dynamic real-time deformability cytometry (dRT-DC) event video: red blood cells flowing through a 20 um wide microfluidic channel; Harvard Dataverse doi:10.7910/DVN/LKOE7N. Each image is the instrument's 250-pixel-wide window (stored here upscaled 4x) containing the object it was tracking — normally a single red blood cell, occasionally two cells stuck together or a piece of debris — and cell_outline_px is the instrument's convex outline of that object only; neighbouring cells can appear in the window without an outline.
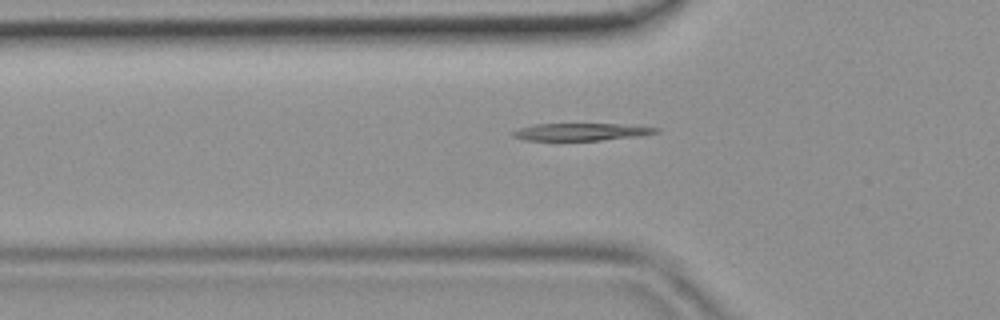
{"species": "common noctule bat (a hibernating species)", "species_latin": "Nyctalus noctula", "temperature_condition": "room temperature", "stored_images_in_passage": 41, "camera_frame_rate_fps": 3000, "um_per_image_px": 0.085, "animal": {"sex": "female", "body_mass_g": 19.9}, "frame": {"image": 1, "passage_image": 11, "time_ms": 3.333, "image_size_px": [1000, 320], "cell_outline_px": [[660, 132], [640, 136], [600, 140], [524, 140], [512, 136], [512, 132], [520, 128], [536, 124], [620, 124], [660, 128]], "centroid_in_image_um": [49.43, 11.21], "position_along_channel_um": 76.4, "area_um2": 14.33}}
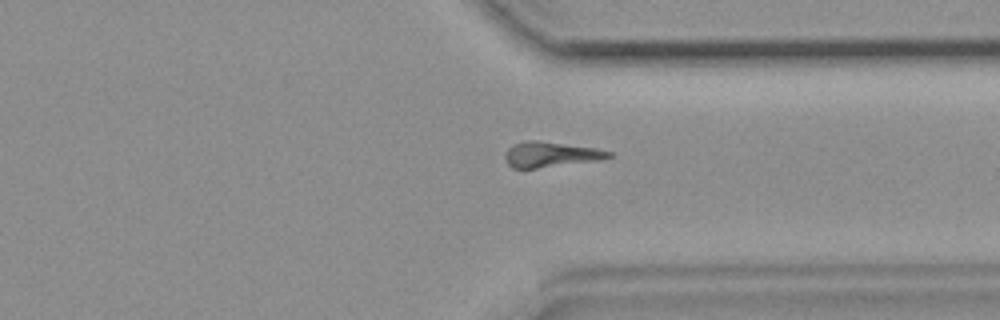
{"frame": {"image": 2, "passage_image": 30, "time_ms": 9.667, "image_size_px": [1000, 320], "cell_outline_px": [[612, 156], [600, 160], [536, 168], [512, 168], [504, 160], [504, 156], [508, 148], [516, 144], [528, 140], [536, 140], [596, 148], [612, 152]], "centroid_in_image_um": [46.8, 13.13], "position_along_channel_um": 364.6, "area_um2": 15.14}}
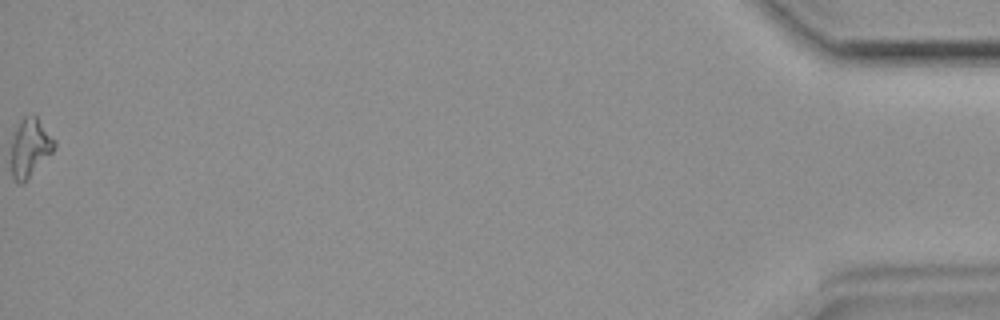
{"frame": {"image": 3, "passage_image": 41, "time_ms": 13.333, "image_size_px": [1000, 320], "cell_outline_px": [[56, 144], [52, 152], [24, 184], [16, 184], [12, 176], [12, 132], [20, 120], [24, 116], [32, 112], [36, 116], [56, 140]], "centroid_in_image_um": [2.54, 12.53], "position_along_channel_um": 432.7, "area_um2": 15.03}}